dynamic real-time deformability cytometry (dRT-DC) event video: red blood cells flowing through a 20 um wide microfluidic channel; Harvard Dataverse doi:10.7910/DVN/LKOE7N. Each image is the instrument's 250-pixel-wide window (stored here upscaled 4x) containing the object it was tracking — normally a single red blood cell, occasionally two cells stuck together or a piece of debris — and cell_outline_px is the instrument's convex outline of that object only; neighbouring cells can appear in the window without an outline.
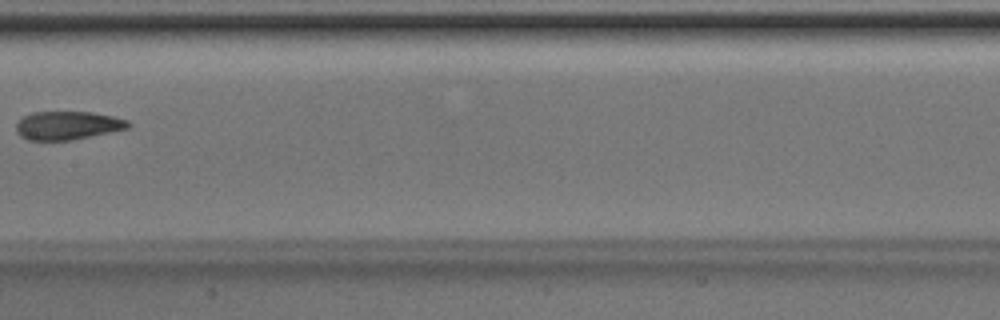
{"species": "Egyptian fruit bat (a non-hibernating species)", "species_latin": "Rousettus aegyptiacus", "temperature_condition": "room temperature", "stored_images_in_passage": 5, "camera_frame_rate_fps": 3000, "um_per_image_px": 0.085, "animal": {"sex": "male"}, "frame": {"image": 1, "passage_image": 5, "time_ms": 1.333, "image_size_px": [1000, 320], "cell_outline_px": [[132, 124], [128, 128], [68, 140], [28, 140], [20, 136], [16, 132], [16, 124], [24, 116], [32, 112], [92, 112], [112, 116], [128, 120]], "centroid_in_image_um": [5.72, 10.65], "position_along_channel_um": 201.7, "area_um2": 18.32}}